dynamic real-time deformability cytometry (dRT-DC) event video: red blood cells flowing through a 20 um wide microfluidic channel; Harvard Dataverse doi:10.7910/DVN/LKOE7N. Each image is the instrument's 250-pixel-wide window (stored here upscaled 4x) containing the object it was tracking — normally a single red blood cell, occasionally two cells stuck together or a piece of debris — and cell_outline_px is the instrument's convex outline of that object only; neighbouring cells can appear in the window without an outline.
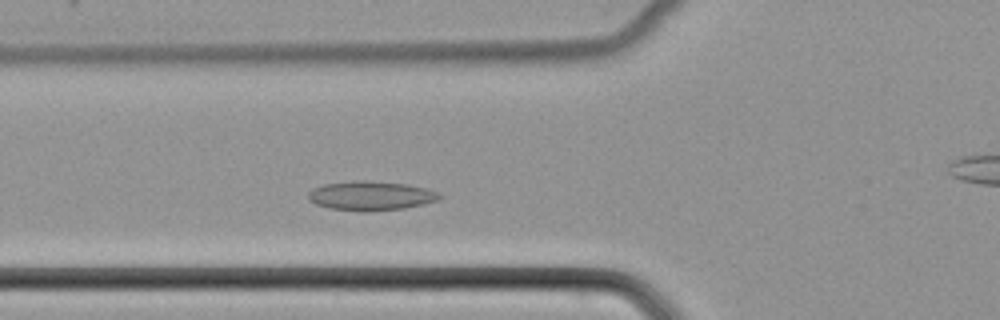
{"species": "common noctule bat (a hibernating species)", "species_latin": "Nyctalus noctula", "temperature_condition": "cold", "stored_images_in_passage": 38, "camera_frame_rate_fps": 3000, "um_per_image_px": 0.085, "animal": {"sex": "female", "body_mass_g": 22.7, "forearm_length_mm": 54.2}, "frame": {"image": 1, "passage_image": 10, "time_ms": 3.0, "image_size_px": [1000, 320], "cell_outline_px": [[440, 196], [436, 200], [424, 204], [404, 208], [368, 212], [364, 212], [328, 208], [316, 204], [308, 200], [308, 192], [312, 188], [324, 184], [356, 180], [364, 180], [408, 184], [428, 188], [440, 192]], "centroid_in_image_um": [31.5, 16.64], "position_along_channel_um": 94.3, "area_um2": 22.6}}
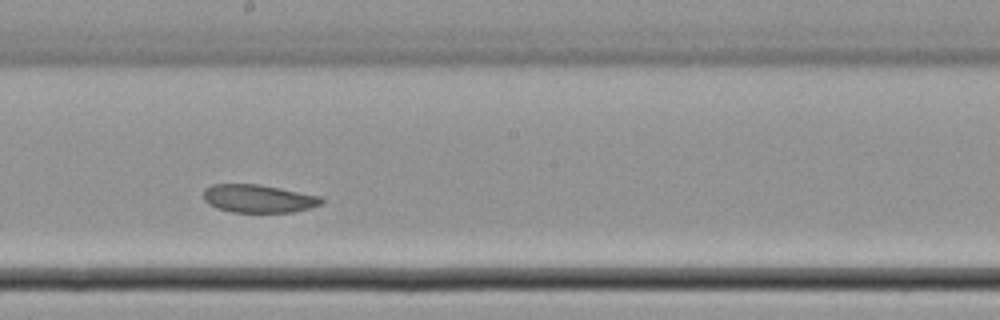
{"frame": {"image": 2, "passage_image": 20, "time_ms": 6.333, "image_size_px": [1000, 320], "cell_outline_px": [[324, 204], [292, 212], [232, 212], [216, 208], [208, 204], [204, 200], [204, 188], [212, 184], [260, 184], [320, 196], [324, 200]], "centroid_in_image_um": [21.95, 16.88], "position_along_channel_um": 226.2, "area_um2": 19.36}}
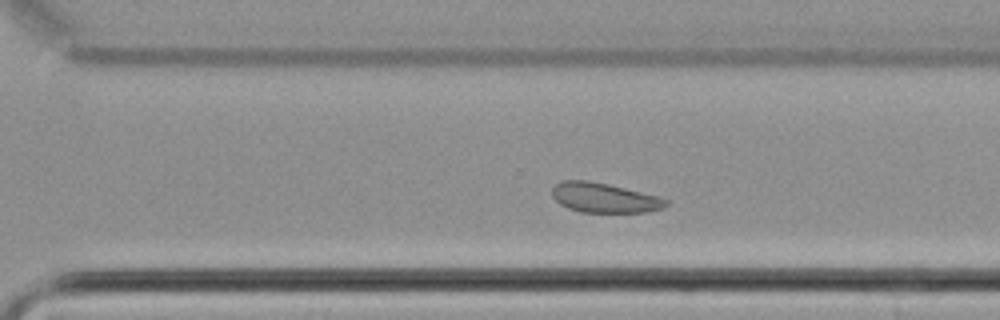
{"frame": {"image": 3, "passage_image": 27, "time_ms": 8.667, "image_size_px": [1000, 320], "cell_outline_px": [[672, 200], [664, 208], [644, 212], [580, 212], [568, 208], [560, 204], [552, 196], [552, 188], [560, 180], [588, 180], [608, 184], [660, 196]], "centroid_in_image_um": [51.39, 16.8], "position_along_channel_um": 319.2, "area_um2": 19.94}}